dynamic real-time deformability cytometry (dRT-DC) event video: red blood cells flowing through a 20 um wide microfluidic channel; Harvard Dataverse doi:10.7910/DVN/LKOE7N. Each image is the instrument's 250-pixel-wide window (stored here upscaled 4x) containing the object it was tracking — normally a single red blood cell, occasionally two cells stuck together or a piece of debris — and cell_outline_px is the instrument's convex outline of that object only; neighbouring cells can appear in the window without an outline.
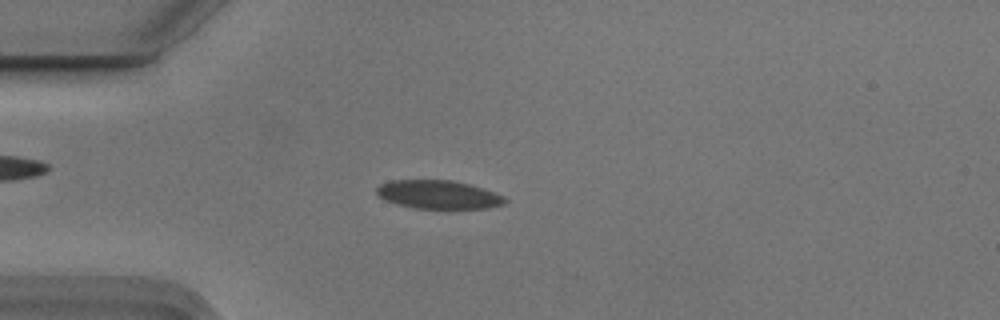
{"species": "Egyptian fruit bat (a non-hibernating species)", "species_latin": "Rousettus aegyptiacus", "temperature_condition": "cold", "stored_images_in_passage": 55, "camera_frame_rate_fps": 3000, "um_per_image_px": 0.085, "animal": {"sex": "male"}, "frame": {"image": 1, "passage_image": 15, "time_ms": 4.667, "image_size_px": [1000, 320], "cell_outline_px": [[508, 200], [504, 204], [488, 208], [412, 208], [396, 204], [384, 200], [376, 196], [376, 188], [380, 184], [392, 180], [452, 180], [468, 184], [504, 196]], "centroid_in_image_um": [37.2, 16.54], "position_along_channel_um": 47.8, "area_um2": 21.27}}
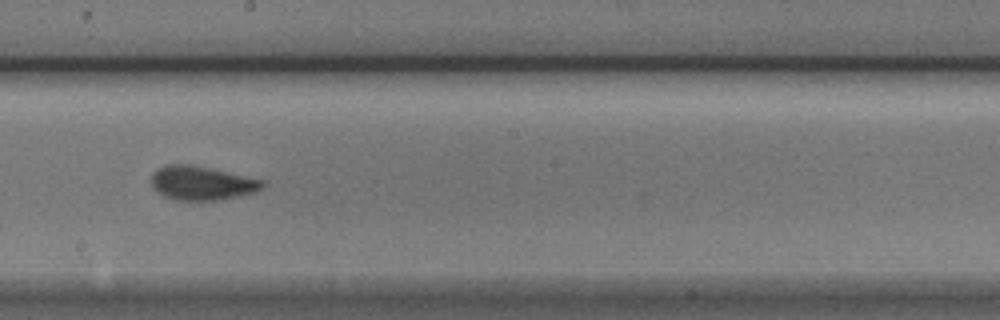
{"frame": {"image": 2, "passage_image": 31, "time_ms": 10.0, "image_size_px": [1000, 320], "cell_outline_px": [[268, 184], [264, 188], [256, 192], [240, 196], [220, 200], [176, 200], [164, 196], [156, 192], [152, 188], [152, 172], [156, 168], [164, 164], [192, 164], [264, 180]], "centroid_in_image_um": [17.16, 15.56], "position_along_channel_um": 231.0, "area_um2": 22.43}}
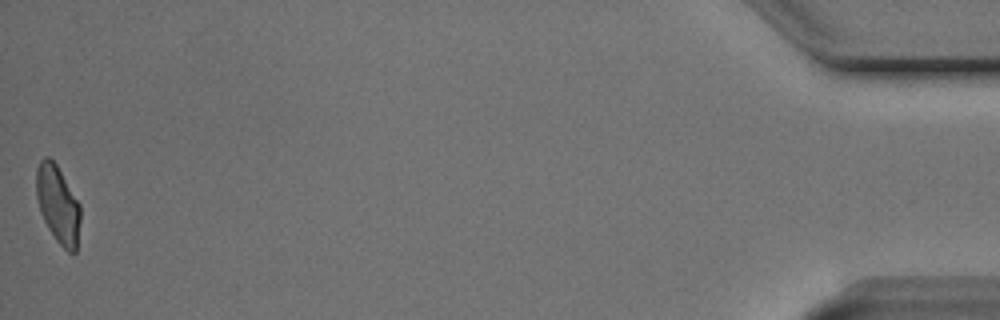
{"frame": {"image": 3, "passage_image": 55, "time_ms": 18.0, "image_size_px": [1000, 320], "cell_outline_px": [[80, 220], [76, 252], [68, 252], [56, 240], [48, 228], [40, 212], [36, 196], [36, 168], [40, 160], [44, 156], [48, 156], [56, 164], [80, 204]], "centroid_in_image_um": [4.91, 17.36], "position_along_channel_um": 430.3, "area_um2": 19.88}, "authors_computed_cell_mechanics": {"area_um2": 21.675, "velocity_mm_per_s": 3.7288, "shape_relaxation_time_tau1_ms": 3.2688, "shape_relaxation_time_tau2_ms": 0.9586, "deformation_change_tau1": 0.1175, "deformation_change_tau2": 0.0561}}